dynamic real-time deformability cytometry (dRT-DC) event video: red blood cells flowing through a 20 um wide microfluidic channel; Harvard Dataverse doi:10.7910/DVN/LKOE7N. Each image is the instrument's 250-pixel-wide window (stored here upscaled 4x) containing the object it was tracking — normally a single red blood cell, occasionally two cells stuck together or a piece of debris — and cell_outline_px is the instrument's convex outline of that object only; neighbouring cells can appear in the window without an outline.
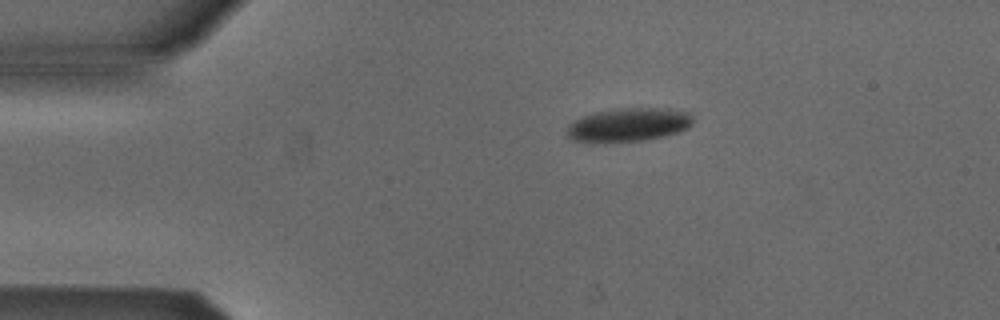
{"species": "Egyptian fruit bat (a non-hibernating species)", "species_latin": "Rousettus aegyptiacus", "temperature_condition": "cold", "stored_images_in_passage": 4, "camera_frame_rate_fps": 3000, "um_per_image_px": 0.085, "animal": {"sex": "male"}, "frame": {"image": 1, "passage_image": 2, "time_ms": 0.333, "image_size_px": [1000, 320], "cell_outline_px": [[692, 124], [688, 128], [664, 136], [644, 140], [604, 144], [572, 140], [568, 136], [568, 124], [580, 116], [596, 112], [616, 108], [668, 108], [688, 112], [692, 116]], "centroid_in_image_um": [53.39, 10.62], "position_along_channel_um": 31.6, "area_um2": 25.09}}
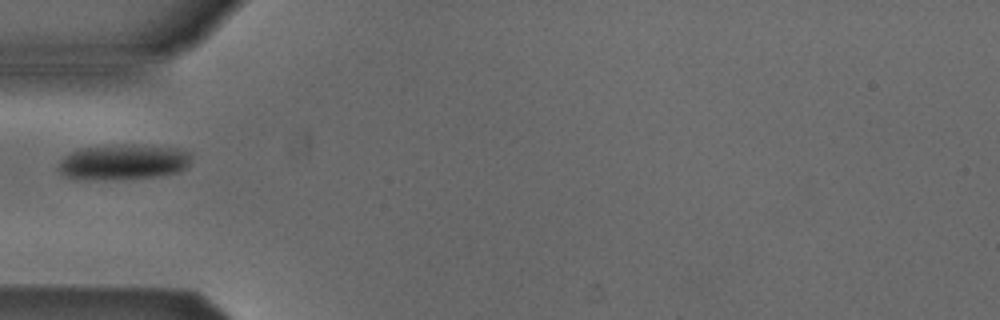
{"frame": {"image": 2, "passage_image": 4, "time_ms": 1.0, "image_size_px": [1000, 320], "cell_outline_px": [[192, 160], [188, 168], [180, 172], [156, 176], [100, 180], [64, 176], [56, 168], [60, 160], [68, 152], [80, 148], [124, 144], [132, 144], [176, 148], [192, 152]], "centroid_in_image_um": [10.51, 13.76], "position_along_channel_um": 74.5, "area_um2": 27.74}}